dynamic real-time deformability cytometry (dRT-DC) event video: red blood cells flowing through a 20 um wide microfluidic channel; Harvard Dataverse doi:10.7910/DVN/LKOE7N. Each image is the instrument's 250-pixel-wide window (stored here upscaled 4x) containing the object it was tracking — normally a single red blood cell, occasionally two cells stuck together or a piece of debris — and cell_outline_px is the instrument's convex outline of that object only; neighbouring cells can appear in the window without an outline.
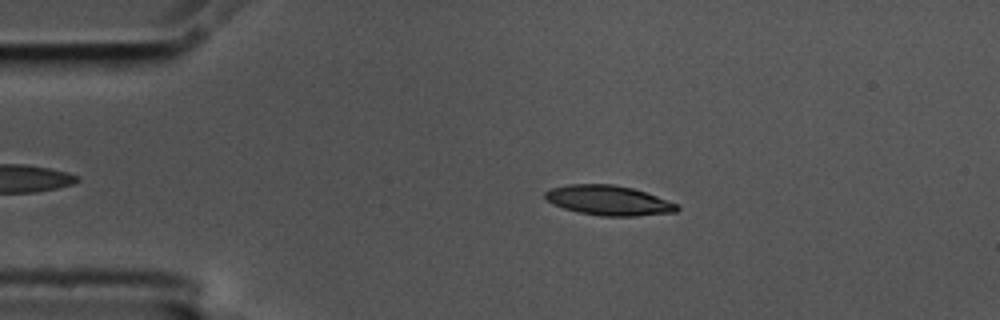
{"species": "common noctule bat (a hibernating species)", "species_latin": "Nyctalus noctula", "temperature_condition": "cold", "stored_images_in_passage": 48, "camera_frame_rate_fps": 3000, "um_per_image_px": 0.085, "animal": {"sex": "male", "body_mass_g": 17.5, "forearm_length_mm": 52.3}, "frame": {"image": 1, "passage_image": 10, "time_ms": 3.0, "image_size_px": [1000, 320], "cell_outline_px": [[680, 208], [676, 212], [636, 216], [600, 216], [580, 212], [564, 208], [552, 204], [544, 196], [544, 192], [552, 188], [568, 184], [612, 184], [632, 188], [680, 204]], "centroid_in_image_um": [51.75, 17.03], "position_along_channel_um": 33.2, "area_um2": 22.89}}
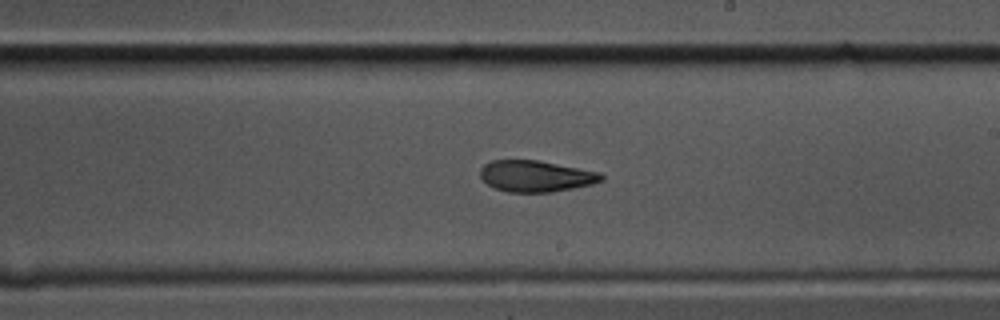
{"frame": {"image": 2, "passage_image": 31, "time_ms": 10.0, "image_size_px": [1000, 320], "cell_outline_px": [[604, 180], [592, 184], [552, 192], [508, 192], [492, 188], [480, 176], [480, 168], [484, 164], [492, 160], [540, 160], [600, 172], [604, 176]], "centroid_in_image_um": [45.54, 14.97], "position_along_channel_um": 243.5, "area_um2": 22.25}}
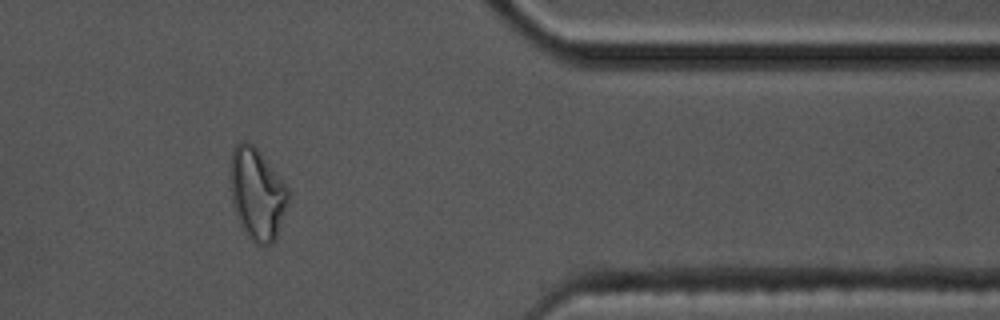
{"frame": {"image": 3, "passage_image": 45, "time_ms": 14.667, "image_size_px": [1000, 320], "cell_outline_px": [[288, 204], [276, 236], [272, 244], [256, 244], [244, 232], [240, 224], [232, 200], [228, 176], [228, 172], [232, 148], [240, 140], [244, 140], [252, 144], [260, 152], [288, 188]], "centroid_in_image_um": [21.81, 16.44], "position_along_channel_um": 389.6, "area_um2": 30.98}, "authors_computed_cell_mechanics": {"area_um2": 22.831, "velocity_mm_per_s": 3.5841, "shape_relaxation_time_tau1_ms": 5.4999, "shape_relaxation_time_tau2_ms": 3.5068, "deformation_change_tau1": 0.16, "deformation_change_tau2": 0.1083}}